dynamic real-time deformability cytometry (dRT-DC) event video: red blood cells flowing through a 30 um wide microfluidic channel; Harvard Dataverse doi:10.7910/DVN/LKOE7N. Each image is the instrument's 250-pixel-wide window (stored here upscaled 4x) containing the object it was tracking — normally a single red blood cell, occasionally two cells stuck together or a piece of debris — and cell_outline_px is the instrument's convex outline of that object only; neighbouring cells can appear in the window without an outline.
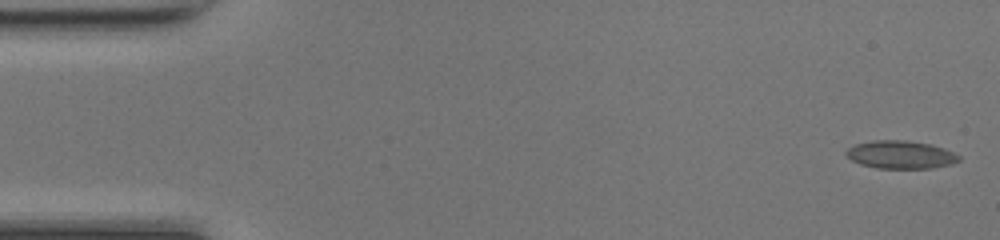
{"species": "common noctule bat (a hibernating species)", "species_latin": "Nyctalus noctula", "temperature_condition": "room temperature", "stored_images_in_passage": 49, "camera_frame_rate_fps": 3000, "um_per_image_px": 0.085, "animal": {"sex": "female", "body_mass_g": 17.0, "forearm_length_mm": 48.0}, "frame": {"image": 1, "passage_image": 1, "time_ms": 0.0, "image_size_px": [1000, 240], "cell_outline_px": [[960, 160], [952, 164], [932, 168], [876, 168], [860, 164], [852, 160], [844, 152], [848, 148], [856, 144], [872, 140], [904, 140], [932, 144], [944, 148], [960, 156]], "centroid_in_image_um": [76.56, 13.14], "position_along_channel_um": 8.4, "area_um2": 18.38}}
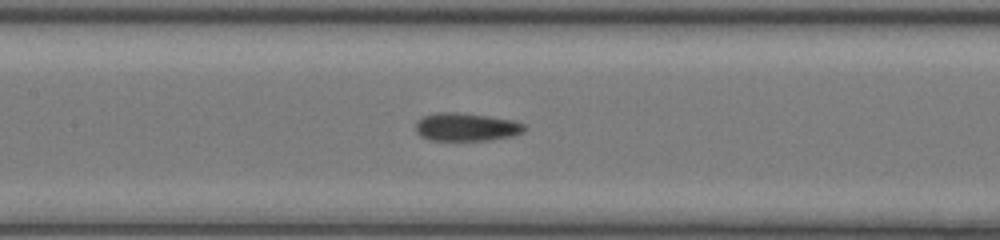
{"frame": {"image": 2, "passage_image": 22, "time_ms": 7.0, "image_size_px": [1000, 240], "cell_outline_px": [[524, 132], [512, 136], [492, 140], [428, 140], [420, 136], [416, 132], [416, 124], [424, 116], [436, 112], [456, 112], [512, 120], [524, 124]], "centroid_in_image_um": [39.61, 10.81], "position_along_channel_um": 167.8, "area_um2": 17.63}}
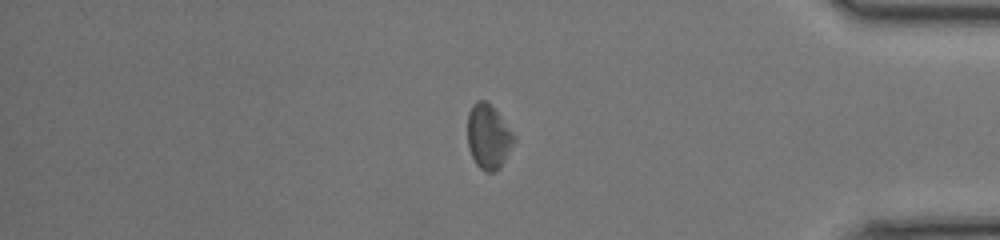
{"frame": {"image": 3, "passage_image": 40, "time_ms": 13.0, "image_size_px": [1000, 240], "cell_outline_px": [[516, 140], [500, 168], [496, 172], [484, 172], [476, 164], [468, 148], [468, 112], [472, 104], [476, 100], [484, 100], [496, 112], [516, 136]], "centroid_in_image_um": [41.51, 11.65], "position_along_channel_um": 393.7, "area_um2": 17.4}, "authors_computed_cell_mechanics": {"area_um2": 17.8024, "velocity_mm_per_s": 4.2973, "shape_relaxation_time_tau1_ms": null, "shape_relaxation_time_tau2_ms": 3.0898, "deformation_change_tau1": null, "deformation_change_tau2": 0.1048}}